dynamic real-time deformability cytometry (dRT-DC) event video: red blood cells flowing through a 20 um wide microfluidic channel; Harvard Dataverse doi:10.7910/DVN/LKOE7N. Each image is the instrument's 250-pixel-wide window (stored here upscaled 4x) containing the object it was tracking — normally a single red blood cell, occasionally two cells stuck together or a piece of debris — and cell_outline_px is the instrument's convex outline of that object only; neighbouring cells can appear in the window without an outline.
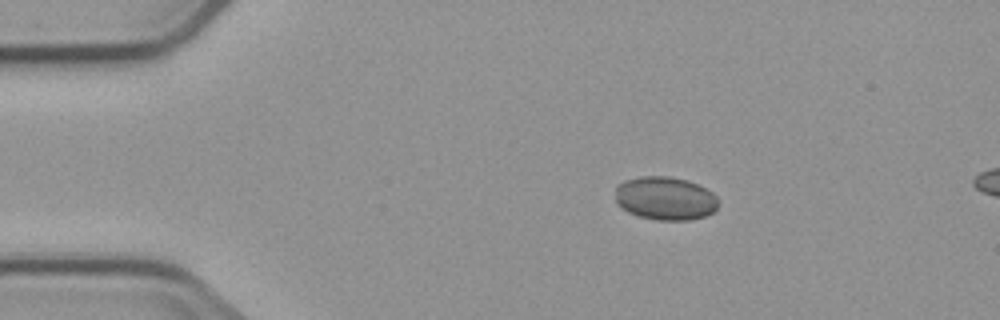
{"species": "common noctule bat (a hibernating species)", "species_latin": "Nyctalus noctula", "temperature_condition": "cold", "stored_images_in_passage": 3, "camera_frame_rate_fps": 3000, "um_per_image_px": 0.085, "animal": {"sex": "male", "body_mass_g": 23.1, "forearm_length_mm": 52.7}, "frame": {"image": 1, "passage_image": 1, "time_ms": 0.0, "image_size_px": [1000, 320], "cell_outline_px": [[716, 208], [712, 212], [704, 216], [688, 220], [656, 220], [640, 216], [628, 212], [620, 208], [616, 204], [616, 188], [624, 180], [640, 176], [668, 176], [688, 180], [712, 192], [716, 196]], "centroid_in_image_um": [56.5, 16.85], "position_along_channel_um": 28.5, "area_um2": 25.95}}